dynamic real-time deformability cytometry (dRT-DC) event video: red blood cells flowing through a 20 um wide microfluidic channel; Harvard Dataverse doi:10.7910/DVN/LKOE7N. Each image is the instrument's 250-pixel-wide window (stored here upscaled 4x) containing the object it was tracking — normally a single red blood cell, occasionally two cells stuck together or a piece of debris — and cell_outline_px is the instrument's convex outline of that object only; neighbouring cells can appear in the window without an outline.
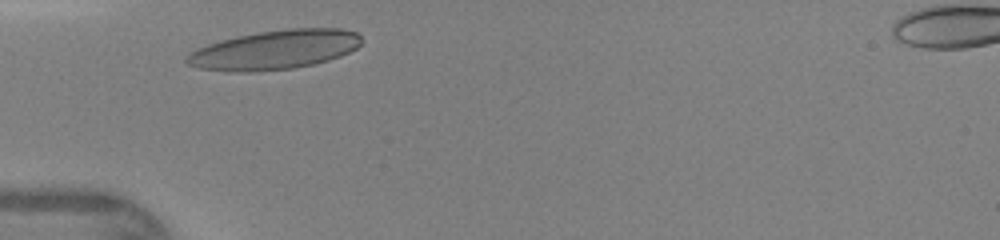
{"species": "human", "species_latin": "Homo sapiens", "temperature_condition": "warm", "stored_images_in_passage": 25, "camera_frame_rate_fps": 3000, "um_per_image_px": 0.085, "donor": {"sex": "female"}, "frame": {"image": 1, "passage_image": 2, "time_ms": 0.333, "image_size_px": [1000, 240], "cell_outline_px": [[364, 40], [356, 48], [340, 56], [328, 60], [312, 64], [292, 68], [252, 72], [228, 72], [196, 68], [188, 64], [184, 60], [184, 56], [196, 48], [220, 40], [236, 36], [260, 32], [288, 28], [344, 28], [356, 32]], "centroid_in_image_um": [23.31, 4.23], "position_along_channel_um": 61.7, "area_um2": 40.29}}
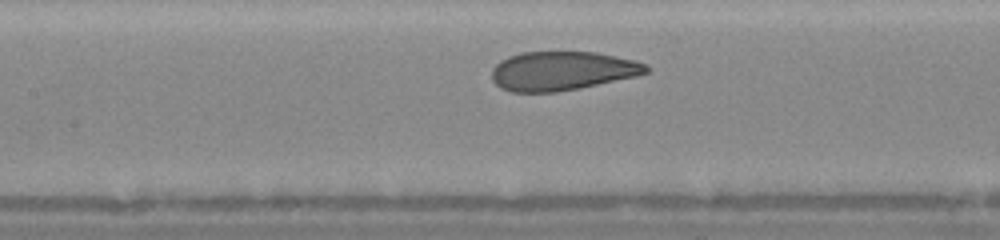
{"frame": {"image": 2, "passage_image": 9, "time_ms": 2.667, "image_size_px": [1000, 240], "cell_outline_px": [[648, 72], [636, 76], [580, 88], [556, 92], [512, 92], [500, 88], [492, 80], [492, 68], [500, 60], [508, 56], [520, 52], [596, 52], [636, 60], [648, 64]], "centroid_in_image_um": [47.77, 6.02], "position_along_channel_um": 159.6, "area_um2": 35.26}}
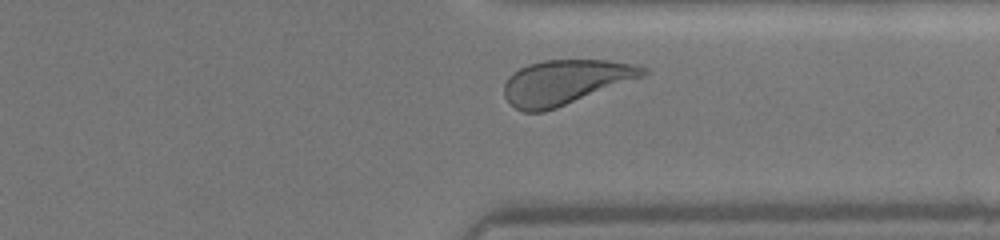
{"frame": {"image": 3, "passage_image": 23, "time_ms": 7.333, "image_size_px": [1000, 240], "cell_outline_px": [[648, 76], [556, 108], [544, 112], [524, 112], [516, 108], [504, 96], [504, 84], [508, 76], [512, 72], [528, 64], [544, 60], [608, 60], [636, 64], [648, 68]], "centroid_in_image_um": [48.11, 6.97], "position_along_channel_um": 363.3, "area_um2": 36.59}}